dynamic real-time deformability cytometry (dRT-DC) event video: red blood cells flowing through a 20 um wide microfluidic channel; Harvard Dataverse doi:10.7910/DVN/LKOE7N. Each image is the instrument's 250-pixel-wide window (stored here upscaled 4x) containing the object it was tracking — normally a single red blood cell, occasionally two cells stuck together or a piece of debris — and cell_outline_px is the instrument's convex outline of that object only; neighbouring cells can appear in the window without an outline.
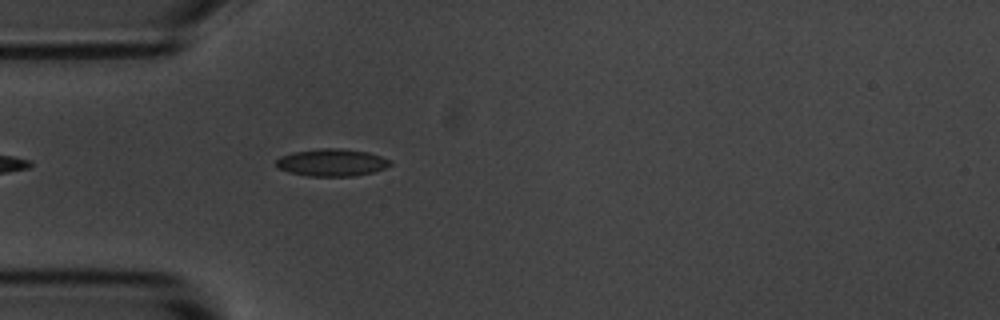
{"species": "common noctule bat (a hibernating species)", "species_latin": "Nyctalus noctula", "temperature_condition": "room temperature", "stored_images_in_passage": 2, "camera_frame_rate_fps": 3000, "um_per_image_px": 0.085, "animal": {"sex": "male", "body_mass_g": 20.1, "forearm_length_mm": 53.5}, "frame": {"image": 1, "passage_image": 2, "time_ms": 1.333, "image_size_px": [1000, 320], "cell_outline_px": [[392, 164], [384, 168], [372, 172], [356, 176], [308, 176], [288, 172], [276, 168], [276, 160], [280, 156], [292, 152], [324, 148], [336, 148], [368, 152], [392, 160]], "centroid_in_image_um": [28.18, 13.82], "position_along_channel_um": 56.8, "area_um2": 18.21}}